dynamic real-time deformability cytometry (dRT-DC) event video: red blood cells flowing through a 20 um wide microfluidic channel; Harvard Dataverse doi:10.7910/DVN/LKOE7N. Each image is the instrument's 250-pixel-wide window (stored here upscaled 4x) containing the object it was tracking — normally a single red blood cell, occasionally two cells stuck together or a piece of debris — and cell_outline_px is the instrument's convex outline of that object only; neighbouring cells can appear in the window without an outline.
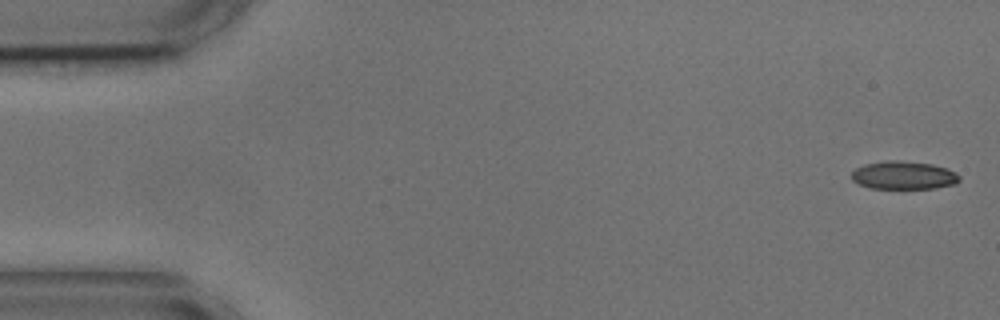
{"species": "common noctule bat (a hibernating species)", "species_latin": "Nyctalus noctula", "temperature_condition": "cold", "stored_images_in_passage": 5, "camera_frame_rate_fps": 3000, "um_per_image_px": 0.085, "animal": {"sex": "male", "body_mass_g": 17.9, "forearm_length_mm": 54.2}, "frame": {"image": 1, "passage_image": 1, "time_ms": 0.0, "image_size_px": [1000, 320], "cell_outline_px": [[960, 180], [956, 184], [936, 188], [868, 188], [852, 180], [852, 172], [856, 168], [864, 164], [888, 160], [896, 160], [932, 164], [948, 168], [956, 172], [960, 176]], "centroid_in_image_um": [76.84, 14.9], "position_along_channel_um": 8.2, "area_um2": 17.74}}
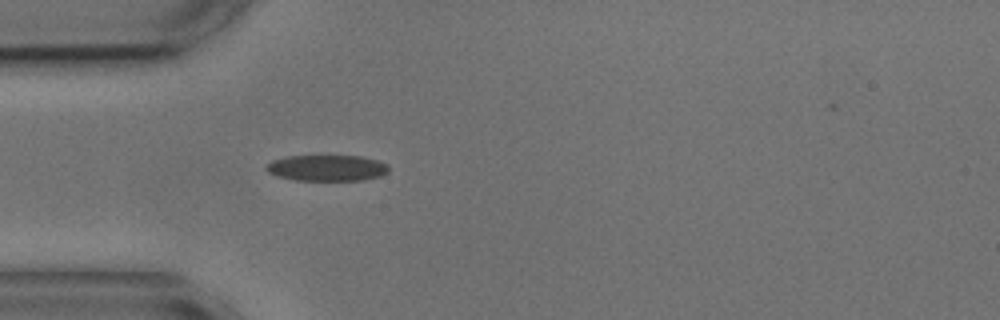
{"frame": {"image": 2, "passage_image": 5, "time_ms": 4.667, "image_size_px": [1000, 320], "cell_outline_px": [[388, 172], [380, 176], [360, 180], [296, 180], [276, 176], [268, 172], [264, 168], [264, 164], [272, 160], [284, 156], [360, 156], [380, 160], [388, 164]], "centroid_in_image_um": [27.75, 14.27], "position_along_channel_um": 57.2, "area_um2": 18.79}}